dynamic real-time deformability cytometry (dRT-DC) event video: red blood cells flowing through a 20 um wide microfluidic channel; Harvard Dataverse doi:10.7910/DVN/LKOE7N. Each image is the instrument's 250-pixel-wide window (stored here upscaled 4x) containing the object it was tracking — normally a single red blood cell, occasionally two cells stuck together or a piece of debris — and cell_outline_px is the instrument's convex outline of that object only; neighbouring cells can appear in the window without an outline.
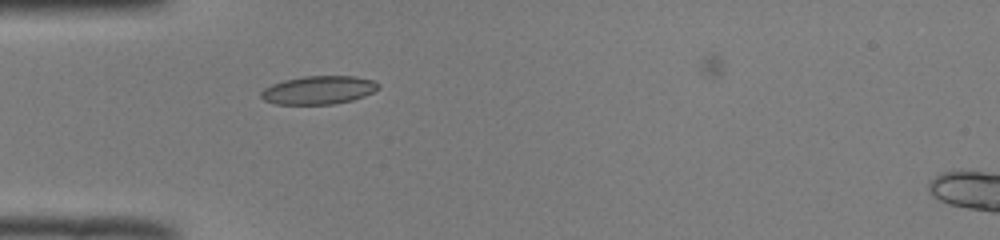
{"species": "common noctule bat (a hibernating species)", "species_latin": "Nyctalus noctula", "temperature_condition": "room temperature", "stored_images_in_passage": 42, "camera_frame_rate_fps": 3000, "um_per_image_px": 0.085, "animal": {"sex": "male", "body_mass_g": 19.0, "forearm_length_mm": 50.8}, "frame": {"image": 1, "passage_image": 7, "time_ms": 2.0, "image_size_px": [1000, 240], "cell_outline_px": [[380, 88], [364, 96], [352, 100], [332, 104], [276, 104], [264, 100], [260, 96], [260, 92], [264, 88], [272, 84], [284, 80], [304, 76], [356, 76], [376, 80], [380, 84]], "centroid_in_image_um": [27.11, 7.64], "position_along_channel_um": 57.9, "area_um2": 19.48}}
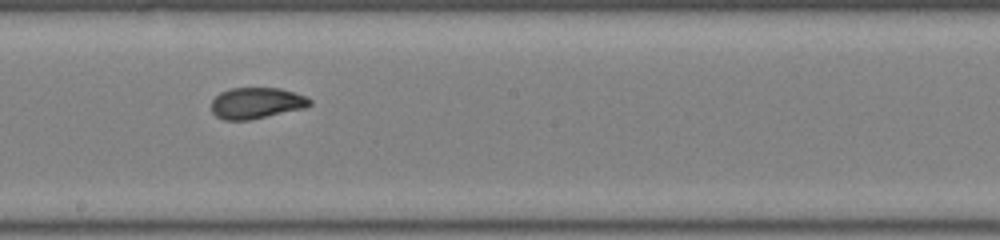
{"frame": {"image": 2, "passage_image": 20, "time_ms": 6.333, "image_size_px": [1000, 240], "cell_outline_px": [[312, 104], [304, 108], [248, 120], [224, 120], [216, 116], [212, 112], [212, 100], [220, 92], [228, 88], [280, 88], [296, 92], [308, 96], [312, 100]], "centroid_in_image_um": [21.82, 8.75], "position_along_channel_um": 226.4, "area_um2": 17.98}}
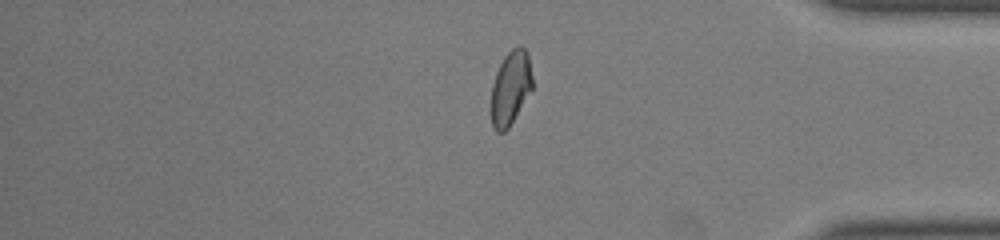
{"frame": {"image": 3, "passage_image": 34, "time_ms": 11.0, "image_size_px": [1000, 240], "cell_outline_px": [[532, 88], [508, 128], [504, 132], [496, 132], [492, 128], [492, 84], [496, 72], [504, 56], [516, 44], [520, 44], [528, 52], [532, 76]], "centroid_in_image_um": [43.4, 7.42], "position_along_channel_um": 391.8, "area_um2": 17.69}, "authors_computed_cell_mechanics": {"area_um2": 18.2648, "velocity_mm_per_s": 4.006, "shape_relaxation_time_tau1_ms": 5.2173, "shape_relaxation_time_tau2_ms": 0.8696, "deformation_change_tau1": 0.1953, "deformation_change_tau2": 0.0538}}